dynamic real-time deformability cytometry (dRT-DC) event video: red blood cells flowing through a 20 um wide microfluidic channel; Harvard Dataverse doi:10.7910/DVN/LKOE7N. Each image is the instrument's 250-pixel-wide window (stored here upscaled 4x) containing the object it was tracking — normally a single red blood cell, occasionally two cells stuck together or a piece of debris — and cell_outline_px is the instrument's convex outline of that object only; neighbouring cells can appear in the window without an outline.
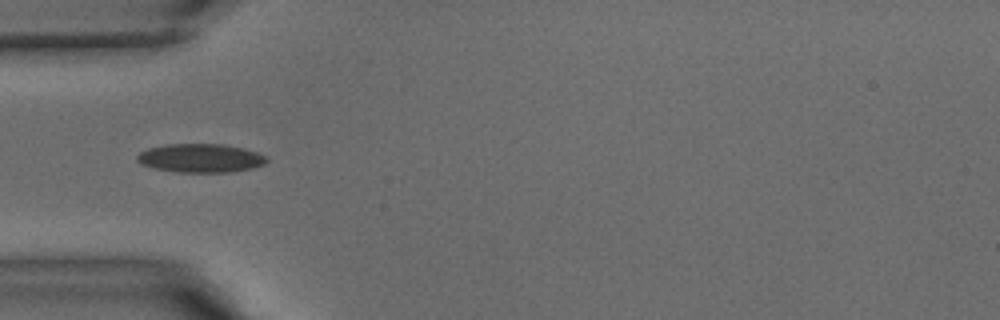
{"species": "common noctule bat (a hibernating species)", "species_latin": "Nyctalus noctula", "temperature_condition": "warm", "stored_images_in_passage": 14, "camera_frame_rate_fps": 3000, "um_per_image_px": 0.085, "animal": {"sex": "male", "body_mass_g": 15.6}, "frame": {"image": 1, "passage_image": 5, "time_ms": 1.333, "image_size_px": [1000, 320], "cell_outline_px": [[268, 160], [264, 164], [252, 168], [228, 172], [180, 172], [156, 168], [140, 164], [136, 160], [136, 156], [140, 152], [148, 148], [168, 144], [224, 144], [244, 148], [268, 156]], "centroid_in_image_um": [17.06, 13.43], "position_along_channel_um": 67.9, "area_um2": 21.62}}